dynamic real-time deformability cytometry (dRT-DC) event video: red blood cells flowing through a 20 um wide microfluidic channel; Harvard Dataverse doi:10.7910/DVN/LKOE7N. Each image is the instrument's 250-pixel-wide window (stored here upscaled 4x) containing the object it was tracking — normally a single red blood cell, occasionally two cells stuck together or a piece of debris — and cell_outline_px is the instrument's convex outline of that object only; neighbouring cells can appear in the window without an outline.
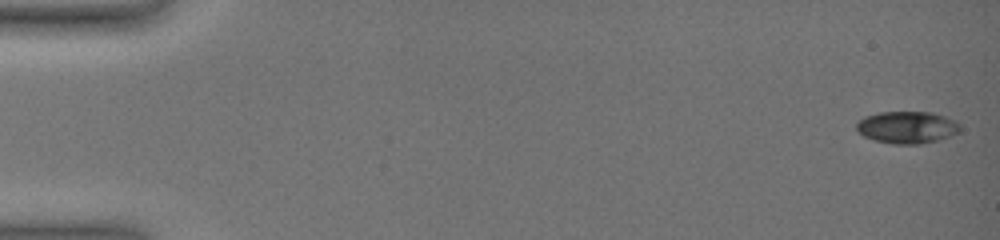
{"species": "common noctule bat (a hibernating species)", "species_latin": "Nyctalus noctula", "temperature_condition": "warm", "stored_images_in_passage": 36, "camera_frame_rate_fps": 3000, "um_per_image_px": 0.085, "animal": {"sex": "female", "body_mass_g": 19.0, "forearm_length_mm": 51.5}, "frame": {"image": 1, "passage_image": 1, "time_ms": 0.0, "image_size_px": [1000, 240], "cell_outline_px": [[960, 132], [940, 140], [920, 144], [892, 144], [876, 140], [864, 136], [856, 128], [856, 124], [864, 116], [880, 112], [932, 112], [956, 120], [960, 124]], "centroid_in_image_um": [77.14, 10.82], "position_along_channel_um": 7.9, "area_um2": 19.48}}
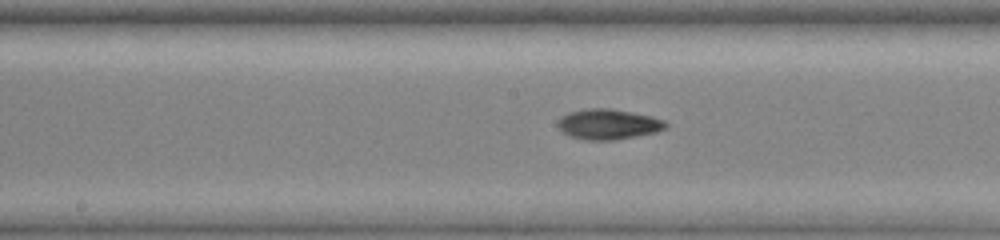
{"frame": {"image": 2, "passage_image": 22, "time_ms": 9.333, "image_size_px": [1000, 240], "cell_outline_px": [[668, 128], [656, 132], [616, 140], [584, 140], [560, 132], [556, 124], [556, 120], [560, 116], [568, 112], [588, 108], [608, 108], [632, 112], [652, 116], [664, 120], [668, 124]], "centroid_in_image_um": [51.67, 10.56], "position_along_channel_um": 196.5, "area_um2": 19.42}}
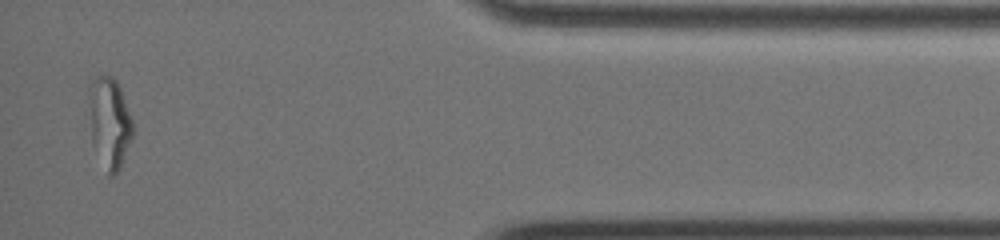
{"frame": {"image": 3, "passage_image": 36, "time_ms": 16.333, "image_size_px": [1000, 240], "cell_outline_px": [[132, 136], [120, 168], [112, 176], [108, 176], [92, 144], [88, 92], [88, 88], [92, 80], [96, 76], [112, 76], [116, 80], [120, 88], [132, 120]], "centroid_in_image_um": [9.28, 10.41], "position_along_channel_um": 425.9, "area_um2": 22.95}, "authors_computed_cell_mechanics": {"area_um2": 18.8139, "velocity_mm_per_s": 3.8244, "shape_relaxation_time_tau1_ms": 6.8728, "shape_relaxation_time_tau2_ms": 2.3013, "deformation_change_tau1": 0.2548, "deformation_change_tau2": 0.0526}}